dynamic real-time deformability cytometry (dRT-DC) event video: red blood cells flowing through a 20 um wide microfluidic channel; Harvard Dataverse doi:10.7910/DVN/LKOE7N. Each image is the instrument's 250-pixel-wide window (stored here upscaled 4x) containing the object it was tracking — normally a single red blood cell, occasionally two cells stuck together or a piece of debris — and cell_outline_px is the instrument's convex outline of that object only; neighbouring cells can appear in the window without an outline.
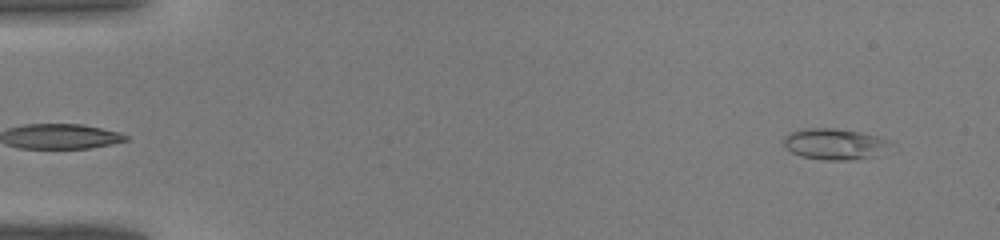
{"species": "common noctule bat (a hibernating species)", "species_latin": "Nyctalus noctula", "temperature_condition": "warm", "stored_images_in_passage": 40, "camera_frame_rate_fps": 3000, "um_per_image_px": 0.085, "animal": {"sex": "male", "body_mass_g": 19.0, "forearm_length_mm": 50.8}, "frame": {"image": 1, "passage_image": 1, "time_ms": 0.0, "image_size_px": [1000, 240], "cell_outline_px": [[892, 144], [876, 156], [848, 160], [824, 160], [800, 156], [784, 148], [784, 136], [792, 132], [808, 128], [832, 128], [860, 132], [892, 140]], "centroid_in_image_um": [70.94, 12.25], "position_along_channel_um": 14.1, "area_um2": 19.31}}
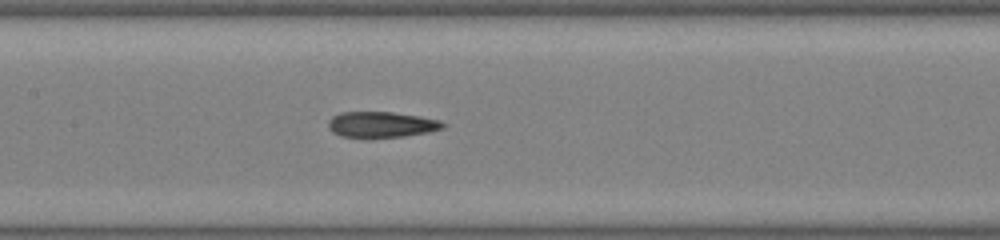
{"frame": {"image": 2, "passage_image": 19, "time_ms": 6.0, "image_size_px": [1000, 240], "cell_outline_px": [[444, 128], [428, 132], [400, 136], [340, 136], [332, 132], [328, 128], [328, 120], [332, 116], [340, 112], [392, 112], [420, 116], [440, 120], [444, 124]], "centroid_in_image_um": [32.39, 10.56], "position_along_channel_um": 175.0, "area_um2": 16.88}}
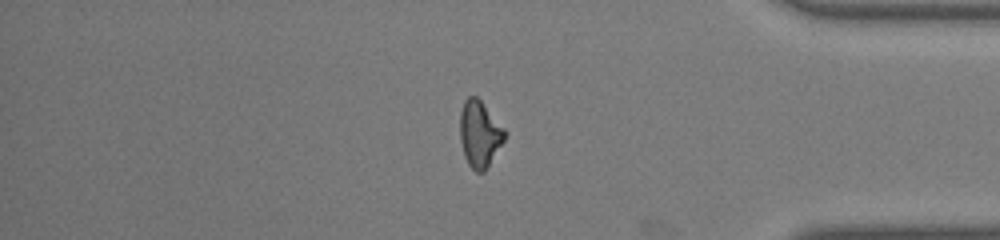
{"frame": {"image": 3, "passage_image": 34, "time_ms": 11.0, "image_size_px": [1000, 240], "cell_outline_px": [[508, 132], [504, 140], [484, 172], [476, 172], [468, 164], [464, 156], [460, 140], [460, 112], [464, 100], [468, 96], [476, 96], [480, 100]], "centroid_in_image_um": [40.76, 11.38], "position_along_channel_um": 394.4, "area_um2": 17.28}}